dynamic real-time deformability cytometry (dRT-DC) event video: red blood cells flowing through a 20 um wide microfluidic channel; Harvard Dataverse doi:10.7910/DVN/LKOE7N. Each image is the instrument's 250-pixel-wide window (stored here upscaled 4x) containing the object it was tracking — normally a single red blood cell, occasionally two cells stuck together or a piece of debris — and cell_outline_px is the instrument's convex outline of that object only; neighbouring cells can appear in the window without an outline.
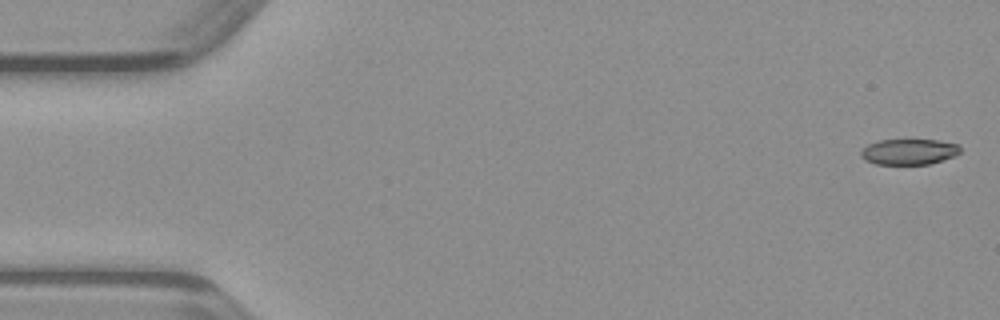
{"species": "common noctule bat (a hibernating species)", "species_latin": "Nyctalus noctula", "temperature_condition": "warm", "stored_images_in_passage": 48, "camera_frame_rate_fps": 3000, "um_per_image_px": 0.085, "animal": {"sex": "male", "body_mass_g": 23.1, "forearm_length_mm": 52.7}, "frame": {"image": 1, "passage_image": 1, "time_ms": 0.0, "image_size_px": [1000, 320], "cell_outline_px": [[960, 152], [952, 156], [928, 164], [876, 164], [864, 160], [860, 156], [860, 152], [868, 144], [880, 140], [940, 140], [960, 144]], "centroid_in_image_um": [77.24, 12.89], "position_along_channel_um": 7.8, "area_um2": 14.8}}
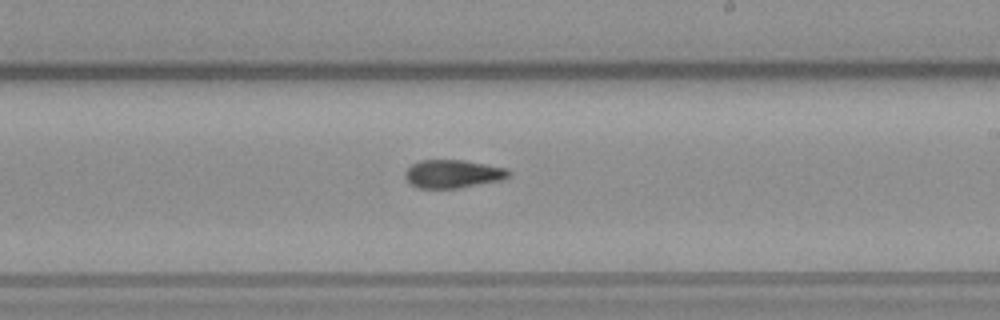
{"frame": {"image": 2, "passage_image": 28, "time_ms": 9.0, "image_size_px": [1000, 320], "cell_outline_px": [[508, 176], [500, 180], [456, 188], [420, 188], [412, 184], [404, 176], [404, 172], [412, 164], [420, 160], [464, 160], [508, 168]], "centroid_in_image_um": [38.47, 14.76], "position_along_channel_um": 250.5, "area_um2": 16.76}}
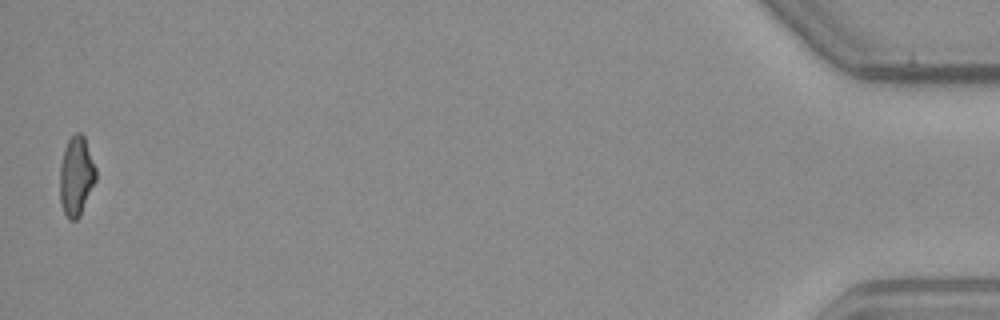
{"frame": {"image": 3, "passage_image": 48, "time_ms": 15.667, "image_size_px": [1000, 320], "cell_outline_px": [[96, 180], [80, 216], [76, 220], [68, 220], [64, 212], [60, 200], [60, 164], [64, 148], [68, 140], [76, 132], [80, 132], [84, 136], [96, 168]], "centroid_in_image_um": [6.48, 14.97], "position_along_channel_um": 428.7, "area_um2": 16.7}}